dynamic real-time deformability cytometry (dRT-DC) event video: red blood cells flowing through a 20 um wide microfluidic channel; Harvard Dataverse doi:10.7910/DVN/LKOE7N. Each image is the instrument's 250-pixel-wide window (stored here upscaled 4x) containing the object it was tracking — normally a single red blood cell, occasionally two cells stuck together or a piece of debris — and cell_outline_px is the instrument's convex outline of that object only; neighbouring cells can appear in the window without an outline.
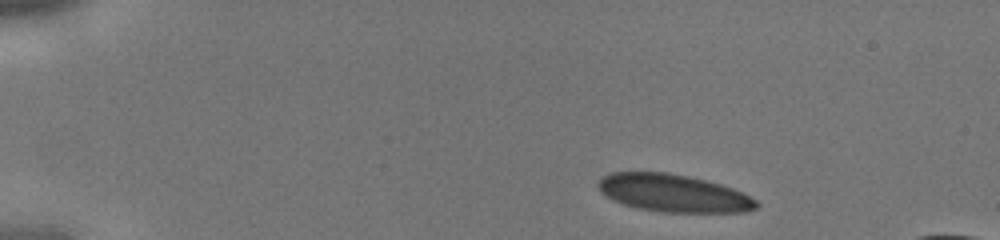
{"species": "human", "species_latin": "Homo sapiens", "temperature_condition": "cold", "stored_images_in_passage": 5, "camera_frame_rate_fps": 3000, "um_per_image_px": 0.085, "donor": {"sex": "male"}, "frame": {"image": 1, "passage_image": 1, "time_ms": 0.0, "image_size_px": [1000, 240], "cell_outline_px": [[760, 204], [756, 208], [744, 212], [664, 212], [640, 208], [624, 204], [608, 196], [596, 184], [604, 176], [612, 172], [668, 172], [688, 176], [720, 184], [732, 188], [756, 200]], "centroid_in_image_um": [57.27, 16.41], "position_along_channel_um": 27.7, "area_um2": 34.1}}
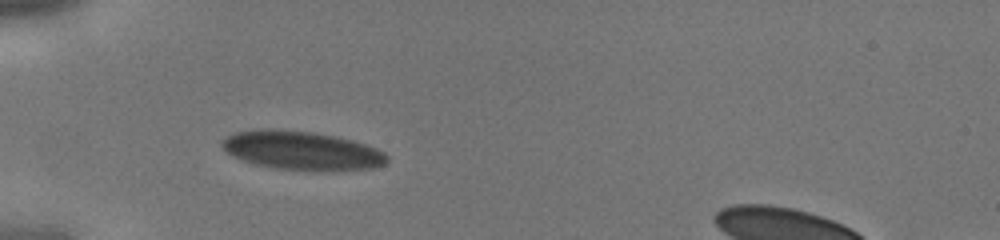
{"frame": {"image": 2, "passage_image": 4, "time_ms": 1.0, "image_size_px": [1000, 240], "cell_outline_px": [[388, 160], [384, 164], [372, 168], [272, 168], [256, 164], [232, 156], [220, 144], [220, 140], [232, 132], [252, 128], [268, 128], [312, 132], [336, 136], [352, 140], [376, 148], [384, 152], [388, 156]], "centroid_in_image_um": [25.54, 12.73], "position_along_channel_um": 59.5, "area_um2": 36.41}}
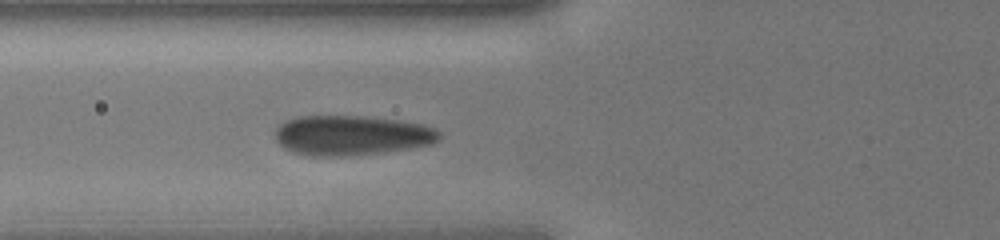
{"frame": {"image": 3, "passage_image": 5, "time_ms": 1.333, "image_size_px": [1000, 240], "cell_outline_px": [[440, 140], [432, 144], [408, 148], [380, 152], [348, 156], [312, 156], [292, 152], [284, 148], [276, 140], [276, 128], [284, 120], [300, 116], [364, 116], [400, 120], [424, 124], [440, 132]], "centroid_in_image_um": [29.87, 11.5], "position_along_channel_um": 95.9, "area_um2": 38.21}}